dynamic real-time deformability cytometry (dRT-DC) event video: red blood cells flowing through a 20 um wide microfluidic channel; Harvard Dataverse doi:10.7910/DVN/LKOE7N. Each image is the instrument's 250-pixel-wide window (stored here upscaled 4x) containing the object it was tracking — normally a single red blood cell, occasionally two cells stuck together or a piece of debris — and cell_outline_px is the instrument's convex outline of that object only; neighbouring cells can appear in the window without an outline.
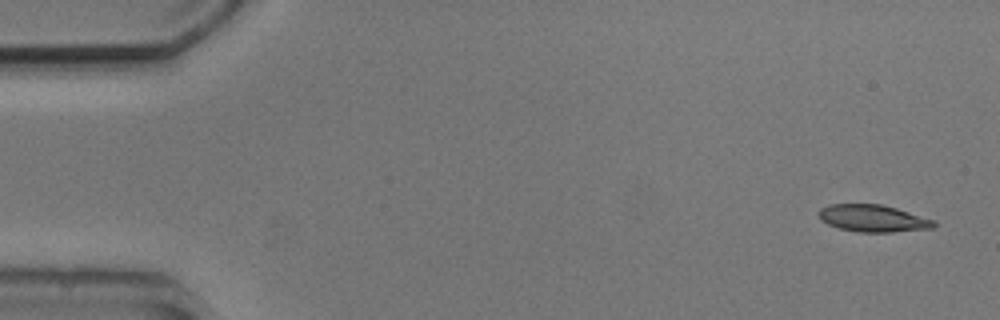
{"species": "common noctule bat (a hibernating species)", "species_latin": "Nyctalus noctula", "temperature_condition": "cold", "stored_images_in_passage": 5, "camera_frame_rate_fps": 3000, "um_per_image_px": 0.085, "animal": {"sex": "male", "body_mass_g": 20.5, "forearm_length_mm": 52.5}, "frame": {"image": 1, "passage_image": 1, "time_ms": 0.0, "image_size_px": [1000, 320], "cell_outline_px": [[936, 224], [932, 228], [892, 232], [856, 232], [840, 228], [828, 224], [820, 220], [816, 212], [820, 208], [828, 204], [880, 204], [896, 208], [936, 220]], "centroid_in_image_um": [74.17, 18.55], "position_along_channel_um": 10.8, "area_um2": 18.32}}
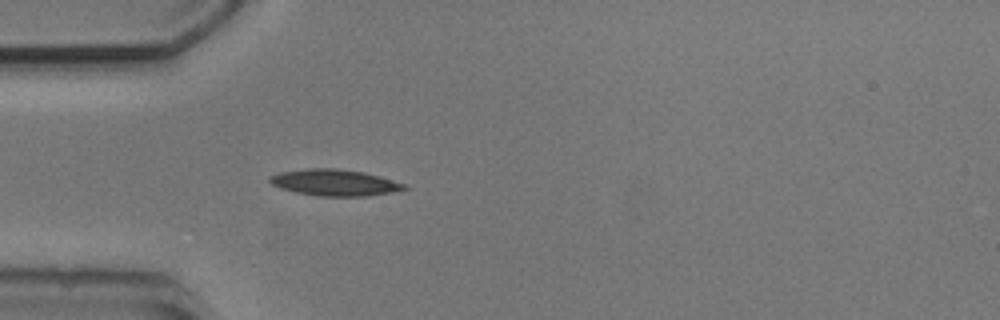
{"frame": {"image": 2, "passage_image": 5, "time_ms": 4.333, "image_size_px": [1000, 320], "cell_outline_px": [[408, 188], [368, 196], [320, 196], [296, 192], [280, 188], [272, 184], [268, 180], [268, 176], [280, 172], [308, 168], [336, 168], [364, 172], [380, 176], [404, 184]], "centroid_in_image_um": [28.39, 15.51], "position_along_channel_um": 56.6, "area_um2": 20.52}}